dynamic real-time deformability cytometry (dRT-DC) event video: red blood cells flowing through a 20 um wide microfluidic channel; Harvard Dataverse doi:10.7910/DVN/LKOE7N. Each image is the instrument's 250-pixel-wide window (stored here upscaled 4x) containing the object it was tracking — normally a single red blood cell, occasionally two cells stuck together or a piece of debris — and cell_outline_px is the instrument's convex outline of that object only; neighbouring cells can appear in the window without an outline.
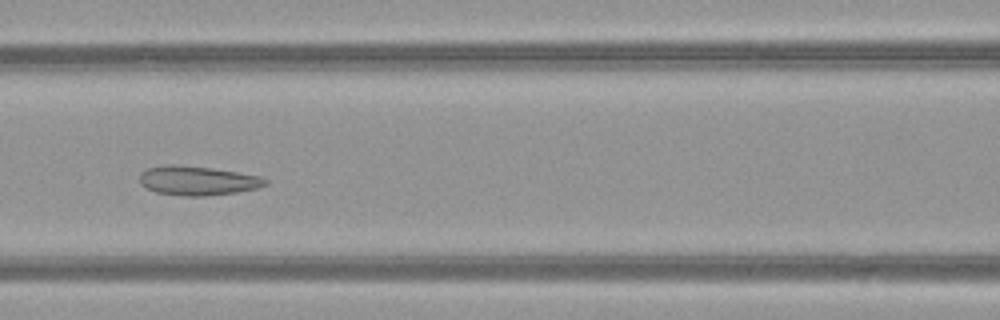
{"species": "common noctule bat (a hibernating species)", "species_latin": "Nyctalus noctula", "temperature_condition": "warm", "stored_images_in_passage": 51, "camera_frame_rate_fps": 3000, "um_per_image_px": 0.085, "animal": {"sex": "female", "body_mass_g": 21.9}, "frame": {"image": 1, "passage_image": 23, "time_ms": 7.333, "image_size_px": [1000, 320], "cell_outline_px": [[268, 184], [256, 188], [236, 192], [204, 196], [184, 196], [156, 192], [140, 184], [140, 172], [144, 168], [168, 164], [176, 164], [212, 168], [260, 176], [268, 180]], "centroid_in_image_um": [16.76, 15.34], "position_along_channel_um": 149.8, "area_um2": 21.44}}
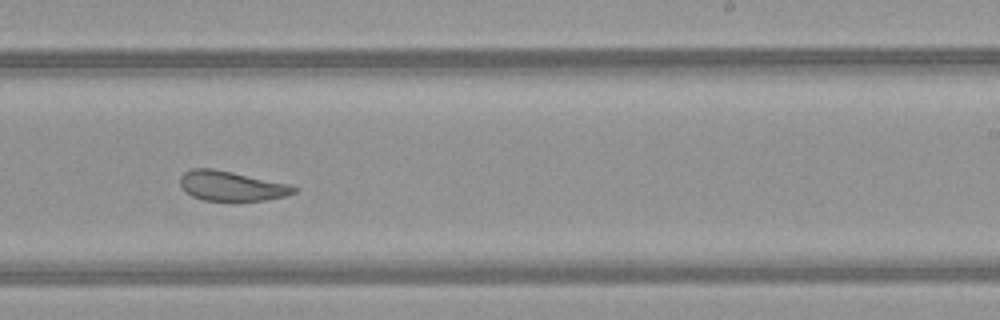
{"frame": {"image": 2, "passage_image": 32, "time_ms": 10.333, "image_size_px": [1000, 320], "cell_outline_px": [[300, 188], [296, 192], [288, 196], [268, 200], [204, 200], [192, 196], [184, 192], [180, 184], [180, 176], [184, 172], [192, 168], [212, 168], [292, 184]], "centroid_in_image_um": [19.72, 15.8], "position_along_channel_um": 269.3, "area_um2": 20.0}}
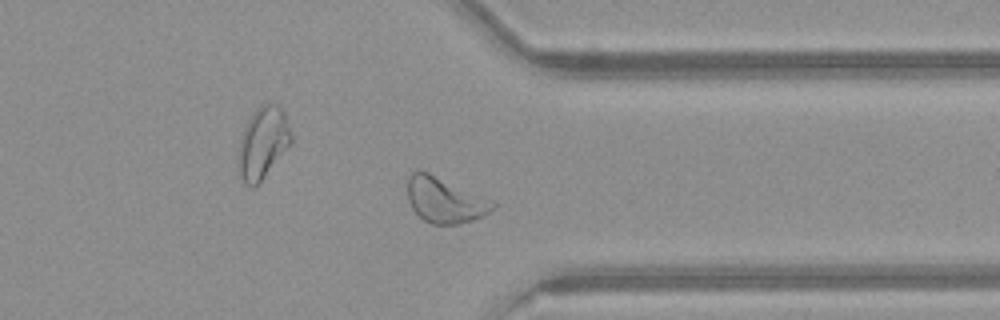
{"frame": {"image": 3, "passage_image": 40, "time_ms": 13.0, "image_size_px": [1000, 320], "cell_outline_px": [[496, 208], [484, 216], [460, 224], [432, 224], [424, 220], [412, 208], [408, 200], [408, 176], [416, 168], [420, 168], [496, 200]], "centroid_in_image_um": [37.86, 16.97], "position_along_channel_um": 373.5, "area_um2": 23.29}, "authors_computed_cell_mechanics": {"area_um2": 24.565, "velocity_mm_per_s": 3.9977, "shape_relaxation_time_tau1_ms": null, "shape_relaxation_time_tau2_ms": 2.4885, "deformation_change_tau1": null, "deformation_change_tau2": 0.1071}}